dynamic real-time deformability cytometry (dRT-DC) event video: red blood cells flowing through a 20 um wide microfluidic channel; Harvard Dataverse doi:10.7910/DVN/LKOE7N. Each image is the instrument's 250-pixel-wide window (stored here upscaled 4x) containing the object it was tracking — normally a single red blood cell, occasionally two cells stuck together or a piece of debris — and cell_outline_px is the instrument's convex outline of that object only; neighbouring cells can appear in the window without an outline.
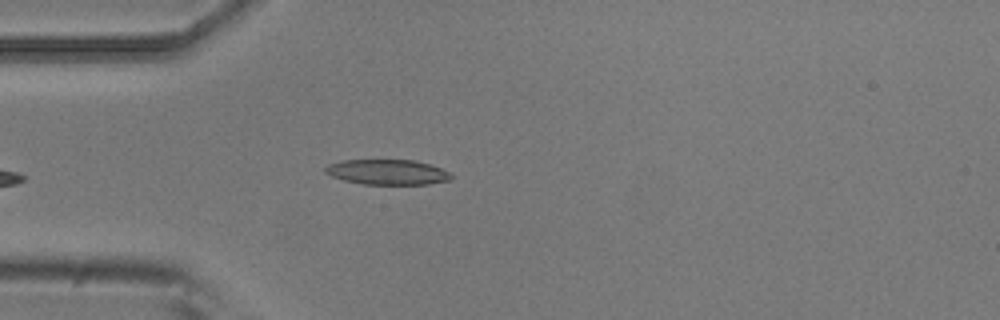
{"species": "common noctule bat (a hibernating species)", "species_latin": "Nyctalus noctula", "temperature_condition": "room temperature", "stored_images_in_passage": 4, "camera_frame_rate_fps": 3000, "um_per_image_px": 0.085, "animal": {"sex": "male", "body_mass_g": 20.5, "forearm_length_mm": 52.5}, "frame": {"image": 1, "passage_image": 4, "time_ms": 1.0, "image_size_px": [1000, 320], "cell_outline_px": [[452, 180], [428, 184], [364, 184], [344, 180], [332, 176], [324, 172], [324, 168], [328, 164], [344, 160], [416, 160], [440, 168], [448, 172], [452, 176]], "centroid_in_image_um": [32.92, 14.62], "position_along_channel_um": 52.1, "area_um2": 18.38}}